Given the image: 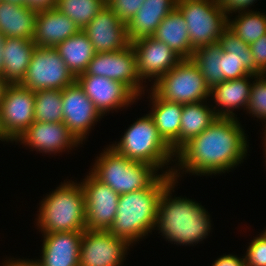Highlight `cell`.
Masks as SVG:
<instances>
[{"mask_svg":"<svg viewBox=\"0 0 266 266\" xmlns=\"http://www.w3.org/2000/svg\"><path fill=\"white\" fill-rule=\"evenodd\" d=\"M9 85L10 83L6 79H4L2 76H0V105H1L3 98L5 97V94H6V91Z\"/></svg>","mask_w":266,"mask_h":266,"instance_id":"obj_42","label":"cell"},{"mask_svg":"<svg viewBox=\"0 0 266 266\" xmlns=\"http://www.w3.org/2000/svg\"><path fill=\"white\" fill-rule=\"evenodd\" d=\"M257 0H217L219 7L224 10L225 14H230L242 11H250V6L256 3ZM248 8V9H247Z\"/></svg>","mask_w":266,"mask_h":266,"instance_id":"obj_38","label":"cell"},{"mask_svg":"<svg viewBox=\"0 0 266 266\" xmlns=\"http://www.w3.org/2000/svg\"><path fill=\"white\" fill-rule=\"evenodd\" d=\"M150 89L161 99L183 105L210 100V88L192 59H182Z\"/></svg>","mask_w":266,"mask_h":266,"instance_id":"obj_7","label":"cell"},{"mask_svg":"<svg viewBox=\"0 0 266 266\" xmlns=\"http://www.w3.org/2000/svg\"><path fill=\"white\" fill-rule=\"evenodd\" d=\"M0 141H6V142H9L5 137H4V135H3V133H2V130H1V127H0Z\"/></svg>","mask_w":266,"mask_h":266,"instance_id":"obj_46","label":"cell"},{"mask_svg":"<svg viewBox=\"0 0 266 266\" xmlns=\"http://www.w3.org/2000/svg\"><path fill=\"white\" fill-rule=\"evenodd\" d=\"M131 246L109 231L86 229L80 244L79 266H122Z\"/></svg>","mask_w":266,"mask_h":266,"instance_id":"obj_12","label":"cell"},{"mask_svg":"<svg viewBox=\"0 0 266 266\" xmlns=\"http://www.w3.org/2000/svg\"><path fill=\"white\" fill-rule=\"evenodd\" d=\"M221 57L222 49L218 43L196 48L191 57L210 89L224 81Z\"/></svg>","mask_w":266,"mask_h":266,"instance_id":"obj_30","label":"cell"},{"mask_svg":"<svg viewBox=\"0 0 266 266\" xmlns=\"http://www.w3.org/2000/svg\"><path fill=\"white\" fill-rule=\"evenodd\" d=\"M42 236L40 259L30 260L34 266H79L83 232H55Z\"/></svg>","mask_w":266,"mask_h":266,"instance_id":"obj_19","label":"cell"},{"mask_svg":"<svg viewBox=\"0 0 266 266\" xmlns=\"http://www.w3.org/2000/svg\"><path fill=\"white\" fill-rule=\"evenodd\" d=\"M84 73L119 81L137 97L139 96L138 98L144 94L147 86L138 75L136 55L132 45L115 52L95 53Z\"/></svg>","mask_w":266,"mask_h":266,"instance_id":"obj_10","label":"cell"},{"mask_svg":"<svg viewBox=\"0 0 266 266\" xmlns=\"http://www.w3.org/2000/svg\"><path fill=\"white\" fill-rule=\"evenodd\" d=\"M255 76L251 74L240 79L226 80L210 89V97H213L211 100L215 103L212 108L217 117L237 118L234 110H246L252 87L249 80L255 79Z\"/></svg>","mask_w":266,"mask_h":266,"instance_id":"obj_22","label":"cell"},{"mask_svg":"<svg viewBox=\"0 0 266 266\" xmlns=\"http://www.w3.org/2000/svg\"><path fill=\"white\" fill-rule=\"evenodd\" d=\"M6 37L0 32V76L3 77V47Z\"/></svg>","mask_w":266,"mask_h":266,"instance_id":"obj_43","label":"cell"},{"mask_svg":"<svg viewBox=\"0 0 266 266\" xmlns=\"http://www.w3.org/2000/svg\"><path fill=\"white\" fill-rule=\"evenodd\" d=\"M76 81L55 48L36 46L20 85L32 90H62Z\"/></svg>","mask_w":266,"mask_h":266,"instance_id":"obj_9","label":"cell"},{"mask_svg":"<svg viewBox=\"0 0 266 266\" xmlns=\"http://www.w3.org/2000/svg\"><path fill=\"white\" fill-rule=\"evenodd\" d=\"M2 266H34L29 259H13L10 258L9 260H5Z\"/></svg>","mask_w":266,"mask_h":266,"instance_id":"obj_41","label":"cell"},{"mask_svg":"<svg viewBox=\"0 0 266 266\" xmlns=\"http://www.w3.org/2000/svg\"><path fill=\"white\" fill-rule=\"evenodd\" d=\"M88 174L80 180L85 196L86 229L108 231L116 216L119 194L90 171Z\"/></svg>","mask_w":266,"mask_h":266,"instance_id":"obj_13","label":"cell"},{"mask_svg":"<svg viewBox=\"0 0 266 266\" xmlns=\"http://www.w3.org/2000/svg\"><path fill=\"white\" fill-rule=\"evenodd\" d=\"M247 143V136L238 118L218 117L175 153V161H178L173 167L172 177L178 181L183 173L200 177L228 173L246 158Z\"/></svg>","mask_w":266,"mask_h":266,"instance_id":"obj_1","label":"cell"},{"mask_svg":"<svg viewBox=\"0 0 266 266\" xmlns=\"http://www.w3.org/2000/svg\"><path fill=\"white\" fill-rule=\"evenodd\" d=\"M211 266H246L245 257H238L237 255L228 254L214 260Z\"/></svg>","mask_w":266,"mask_h":266,"instance_id":"obj_39","label":"cell"},{"mask_svg":"<svg viewBox=\"0 0 266 266\" xmlns=\"http://www.w3.org/2000/svg\"><path fill=\"white\" fill-rule=\"evenodd\" d=\"M36 44L24 38H6L3 47V78L20 84L29 67Z\"/></svg>","mask_w":266,"mask_h":266,"instance_id":"obj_26","label":"cell"},{"mask_svg":"<svg viewBox=\"0 0 266 266\" xmlns=\"http://www.w3.org/2000/svg\"><path fill=\"white\" fill-rule=\"evenodd\" d=\"M51 192L39 203L37 229L42 234L86 230L85 196L80 182L64 180Z\"/></svg>","mask_w":266,"mask_h":266,"instance_id":"obj_4","label":"cell"},{"mask_svg":"<svg viewBox=\"0 0 266 266\" xmlns=\"http://www.w3.org/2000/svg\"><path fill=\"white\" fill-rule=\"evenodd\" d=\"M33 151L47 154H56L72 150L80 143L69 132L63 122L45 123L34 121L15 141ZM64 150V151H63Z\"/></svg>","mask_w":266,"mask_h":266,"instance_id":"obj_18","label":"cell"},{"mask_svg":"<svg viewBox=\"0 0 266 266\" xmlns=\"http://www.w3.org/2000/svg\"><path fill=\"white\" fill-rule=\"evenodd\" d=\"M76 81L103 116L112 110L128 107L139 99L126 85L106 77L81 73Z\"/></svg>","mask_w":266,"mask_h":266,"instance_id":"obj_16","label":"cell"},{"mask_svg":"<svg viewBox=\"0 0 266 266\" xmlns=\"http://www.w3.org/2000/svg\"><path fill=\"white\" fill-rule=\"evenodd\" d=\"M152 108L149 115L153 118L158 133L176 153L179 150V133L183 104L169 102L159 98L151 89Z\"/></svg>","mask_w":266,"mask_h":266,"instance_id":"obj_23","label":"cell"},{"mask_svg":"<svg viewBox=\"0 0 266 266\" xmlns=\"http://www.w3.org/2000/svg\"><path fill=\"white\" fill-rule=\"evenodd\" d=\"M38 10L0 1V32L6 38L32 40Z\"/></svg>","mask_w":266,"mask_h":266,"instance_id":"obj_25","label":"cell"},{"mask_svg":"<svg viewBox=\"0 0 266 266\" xmlns=\"http://www.w3.org/2000/svg\"><path fill=\"white\" fill-rule=\"evenodd\" d=\"M145 0H108L106 5L126 24L132 19Z\"/></svg>","mask_w":266,"mask_h":266,"instance_id":"obj_36","label":"cell"},{"mask_svg":"<svg viewBox=\"0 0 266 266\" xmlns=\"http://www.w3.org/2000/svg\"><path fill=\"white\" fill-rule=\"evenodd\" d=\"M131 45L136 55L138 75L142 82L145 79V83L146 79L156 82L182 60L167 44L153 36L137 39Z\"/></svg>","mask_w":266,"mask_h":266,"instance_id":"obj_15","label":"cell"},{"mask_svg":"<svg viewBox=\"0 0 266 266\" xmlns=\"http://www.w3.org/2000/svg\"><path fill=\"white\" fill-rule=\"evenodd\" d=\"M57 0H27V6L40 10L55 8Z\"/></svg>","mask_w":266,"mask_h":266,"instance_id":"obj_40","label":"cell"},{"mask_svg":"<svg viewBox=\"0 0 266 266\" xmlns=\"http://www.w3.org/2000/svg\"><path fill=\"white\" fill-rule=\"evenodd\" d=\"M62 109L63 123L80 144L103 117L77 81L62 89Z\"/></svg>","mask_w":266,"mask_h":266,"instance_id":"obj_14","label":"cell"},{"mask_svg":"<svg viewBox=\"0 0 266 266\" xmlns=\"http://www.w3.org/2000/svg\"><path fill=\"white\" fill-rule=\"evenodd\" d=\"M177 7V0H145L126 24L130 42L153 36L162 20Z\"/></svg>","mask_w":266,"mask_h":266,"instance_id":"obj_24","label":"cell"},{"mask_svg":"<svg viewBox=\"0 0 266 266\" xmlns=\"http://www.w3.org/2000/svg\"><path fill=\"white\" fill-rule=\"evenodd\" d=\"M104 149L90 172L119 195L149 188L162 175L154 166L131 161L110 145Z\"/></svg>","mask_w":266,"mask_h":266,"instance_id":"obj_6","label":"cell"},{"mask_svg":"<svg viewBox=\"0 0 266 266\" xmlns=\"http://www.w3.org/2000/svg\"><path fill=\"white\" fill-rule=\"evenodd\" d=\"M217 43L222 49L224 81L240 79L251 74H263L254 64L249 45L236 36L228 27L223 31Z\"/></svg>","mask_w":266,"mask_h":266,"instance_id":"obj_20","label":"cell"},{"mask_svg":"<svg viewBox=\"0 0 266 266\" xmlns=\"http://www.w3.org/2000/svg\"><path fill=\"white\" fill-rule=\"evenodd\" d=\"M104 6L105 0H57L55 8L82 30Z\"/></svg>","mask_w":266,"mask_h":266,"instance_id":"obj_33","label":"cell"},{"mask_svg":"<svg viewBox=\"0 0 266 266\" xmlns=\"http://www.w3.org/2000/svg\"><path fill=\"white\" fill-rule=\"evenodd\" d=\"M262 231L253 240L246 250V266H266V229Z\"/></svg>","mask_w":266,"mask_h":266,"instance_id":"obj_35","label":"cell"},{"mask_svg":"<svg viewBox=\"0 0 266 266\" xmlns=\"http://www.w3.org/2000/svg\"><path fill=\"white\" fill-rule=\"evenodd\" d=\"M228 28L242 41L251 45L266 34V14L257 11L238 12L232 20L228 16Z\"/></svg>","mask_w":266,"mask_h":266,"instance_id":"obj_31","label":"cell"},{"mask_svg":"<svg viewBox=\"0 0 266 266\" xmlns=\"http://www.w3.org/2000/svg\"><path fill=\"white\" fill-rule=\"evenodd\" d=\"M264 130V132H263V134H264V137L262 138V140L264 141L263 142V144H264V152H265V154H264V157H266V128L265 129H263ZM265 160H266V158H264ZM265 163H266V161H265Z\"/></svg>","mask_w":266,"mask_h":266,"instance_id":"obj_45","label":"cell"},{"mask_svg":"<svg viewBox=\"0 0 266 266\" xmlns=\"http://www.w3.org/2000/svg\"><path fill=\"white\" fill-rule=\"evenodd\" d=\"M34 121L54 123L63 122L62 90L42 89L34 91Z\"/></svg>","mask_w":266,"mask_h":266,"instance_id":"obj_32","label":"cell"},{"mask_svg":"<svg viewBox=\"0 0 266 266\" xmlns=\"http://www.w3.org/2000/svg\"><path fill=\"white\" fill-rule=\"evenodd\" d=\"M176 8L187 23L194 50L217 43L228 27V16L219 7L217 0H177Z\"/></svg>","mask_w":266,"mask_h":266,"instance_id":"obj_8","label":"cell"},{"mask_svg":"<svg viewBox=\"0 0 266 266\" xmlns=\"http://www.w3.org/2000/svg\"><path fill=\"white\" fill-rule=\"evenodd\" d=\"M161 173L149 188L119 195L116 216L108 230L111 234L133 246L155 229L160 196L174 180L167 171Z\"/></svg>","mask_w":266,"mask_h":266,"instance_id":"obj_3","label":"cell"},{"mask_svg":"<svg viewBox=\"0 0 266 266\" xmlns=\"http://www.w3.org/2000/svg\"><path fill=\"white\" fill-rule=\"evenodd\" d=\"M110 147L131 161L152 165L157 170L162 171L169 167L167 174L172 175L174 168L168 165L171 161L175 162V153L158 133L149 113L137 118L126 129L119 142L111 144Z\"/></svg>","mask_w":266,"mask_h":266,"instance_id":"obj_5","label":"cell"},{"mask_svg":"<svg viewBox=\"0 0 266 266\" xmlns=\"http://www.w3.org/2000/svg\"><path fill=\"white\" fill-rule=\"evenodd\" d=\"M82 31L89 37L96 53L115 52L131 45L126 23L107 5Z\"/></svg>","mask_w":266,"mask_h":266,"instance_id":"obj_17","label":"cell"},{"mask_svg":"<svg viewBox=\"0 0 266 266\" xmlns=\"http://www.w3.org/2000/svg\"><path fill=\"white\" fill-rule=\"evenodd\" d=\"M18 6H27V0H1Z\"/></svg>","mask_w":266,"mask_h":266,"instance_id":"obj_44","label":"cell"},{"mask_svg":"<svg viewBox=\"0 0 266 266\" xmlns=\"http://www.w3.org/2000/svg\"><path fill=\"white\" fill-rule=\"evenodd\" d=\"M153 37L167 44L182 59H191L194 49L190 43L187 23L177 8L162 20Z\"/></svg>","mask_w":266,"mask_h":266,"instance_id":"obj_27","label":"cell"},{"mask_svg":"<svg viewBox=\"0 0 266 266\" xmlns=\"http://www.w3.org/2000/svg\"><path fill=\"white\" fill-rule=\"evenodd\" d=\"M34 112V91L20 84H10L0 105V127L4 137L14 143L34 122Z\"/></svg>","mask_w":266,"mask_h":266,"instance_id":"obj_11","label":"cell"},{"mask_svg":"<svg viewBox=\"0 0 266 266\" xmlns=\"http://www.w3.org/2000/svg\"><path fill=\"white\" fill-rule=\"evenodd\" d=\"M55 50L75 77L86 71L96 53L89 37L82 30L61 42Z\"/></svg>","mask_w":266,"mask_h":266,"instance_id":"obj_28","label":"cell"},{"mask_svg":"<svg viewBox=\"0 0 266 266\" xmlns=\"http://www.w3.org/2000/svg\"><path fill=\"white\" fill-rule=\"evenodd\" d=\"M246 111L250 116L262 119L266 128V74L256 75L255 80L252 81Z\"/></svg>","mask_w":266,"mask_h":266,"instance_id":"obj_34","label":"cell"},{"mask_svg":"<svg viewBox=\"0 0 266 266\" xmlns=\"http://www.w3.org/2000/svg\"><path fill=\"white\" fill-rule=\"evenodd\" d=\"M207 101L183 105L179 133V149L193 137L201 134L218 118L214 113L212 105L208 104Z\"/></svg>","mask_w":266,"mask_h":266,"instance_id":"obj_29","label":"cell"},{"mask_svg":"<svg viewBox=\"0 0 266 266\" xmlns=\"http://www.w3.org/2000/svg\"><path fill=\"white\" fill-rule=\"evenodd\" d=\"M80 28L56 8L40 9L36 16L32 41L36 46L55 48Z\"/></svg>","mask_w":266,"mask_h":266,"instance_id":"obj_21","label":"cell"},{"mask_svg":"<svg viewBox=\"0 0 266 266\" xmlns=\"http://www.w3.org/2000/svg\"><path fill=\"white\" fill-rule=\"evenodd\" d=\"M255 66L266 74V34L249 45Z\"/></svg>","mask_w":266,"mask_h":266,"instance_id":"obj_37","label":"cell"},{"mask_svg":"<svg viewBox=\"0 0 266 266\" xmlns=\"http://www.w3.org/2000/svg\"><path fill=\"white\" fill-rule=\"evenodd\" d=\"M177 183L173 180L160 196L154 230L161 232L171 244L194 246L210 234V214L197 201L182 196L173 198Z\"/></svg>","mask_w":266,"mask_h":266,"instance_id":"obj_2","label":"cell"}]
</instances>
